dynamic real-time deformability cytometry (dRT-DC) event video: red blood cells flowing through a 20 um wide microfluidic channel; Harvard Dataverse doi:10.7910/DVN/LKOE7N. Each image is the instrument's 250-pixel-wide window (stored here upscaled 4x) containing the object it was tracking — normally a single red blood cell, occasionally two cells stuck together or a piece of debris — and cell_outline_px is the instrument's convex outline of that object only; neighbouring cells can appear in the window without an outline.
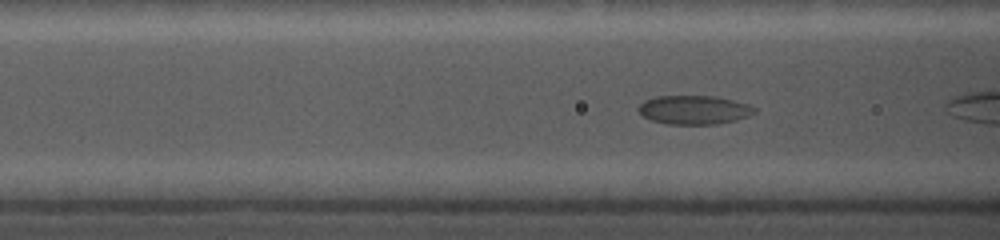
{"species": "common noctule bat (a hibernating species)", "species_latin": "Nyctalus noctula", "temperature_condition": "cold", "stored_images_in_passage": 44, "camera_frame_rate_fps": 5000, "um_per_image_px": 0.085, "animal": {"sex": "female", "body_mass_g": 19.0, "forearm_length_mm": 56.7}, "frame": {"image": 1, "passage_image": 7, "time_ms": 1.2, "image_size_px": [1000, 240], "cell_outline_px": [[756, 112], [748, 116], [736, 120], [716, 124], [668, 124], [652, 120], [644, 116], [640, 112], [640, 104], [644, 100], [656, 96], [716, 96], [748, 104], [756, 108]], "centroid_in_image_um": [59.02, 9.33], "position_along_channel_um": 107.6, "area_um2": 19.36}}
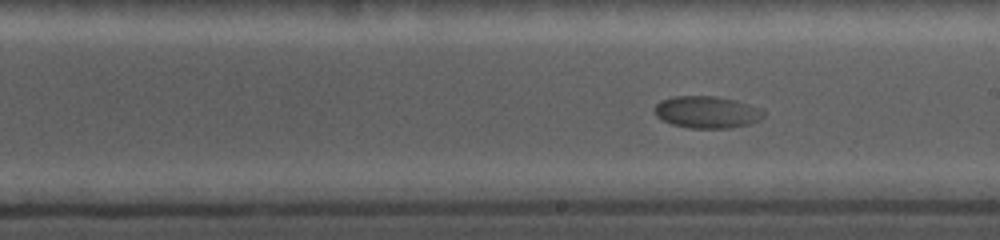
{"frame": {"image": 2, "passage_image": 22, "time_ms": 4.6, "image_size_px": [1000, 240], "cell_outline_px": [[764, 116], [760, 120], [748, 124], [732, 128], [688, 128], [672, 124], [656, 116], [652, 108], [660, 100], [672, 96], [716, 96], [736, 100], [764, 108]], "centroid_in_image_um": [60.1, 9.52], "position_along_channel_um": 228.9, "area_um2": 20.69}}
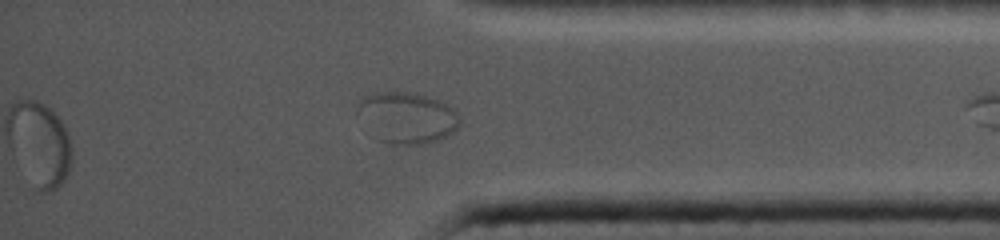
{"frame": {"image": 3, "passage_image": 44, "time_ms": 9.4, "image_size_px": [1000, 240], "cell_outline_px": [[460, 124], [452, 132], [436, 140], [424, 144], [392, 144], [380, 140], [356, 112], [356, 108], [364, 96], [376, 92], [412, 92], [436, 100], [452, 108], [460, 116]], "centroid_in_image_um": [34.59, 9.99], "position_along_channel_um": 400.6, "area_um2": 29.77}}